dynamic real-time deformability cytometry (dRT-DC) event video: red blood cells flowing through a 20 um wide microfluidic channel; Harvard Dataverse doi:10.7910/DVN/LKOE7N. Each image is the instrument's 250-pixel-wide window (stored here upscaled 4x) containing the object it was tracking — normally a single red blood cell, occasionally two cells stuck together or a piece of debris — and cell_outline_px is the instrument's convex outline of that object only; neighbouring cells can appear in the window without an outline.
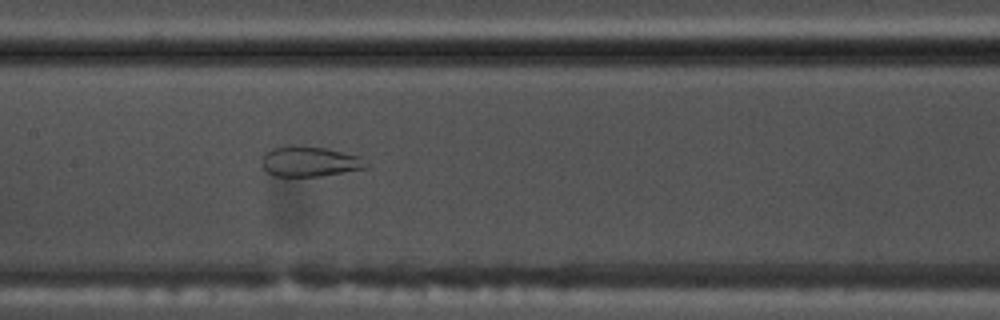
{"species": "common noctule bat (a hibernating species)", "species_latin": "Nyctalus noctula", "temperature_condition": "warm", "stored_images_in_passage": 45, "camera_frame_rate_fps": 3000, "um_per_image_px": 0.085, "animal": {"sex": "male", "body_mass_g": 17.5, "forearm_length_mm": 52.3}, "frame": {"image": 1, "passage_image": 18, "time_ms": 5.667, "image_size_px": [1000, 320], "cell_outline_px": [[368, 168], [320, 176], [272, 176], [264, 172], [264, 156], [272, 148], [300, 144], [324, 148], [360, 156]], "centroid_in_image_um": [26.31, 13.73], "position_along_channel_um": 181.1, "area_um2": 18.21}}
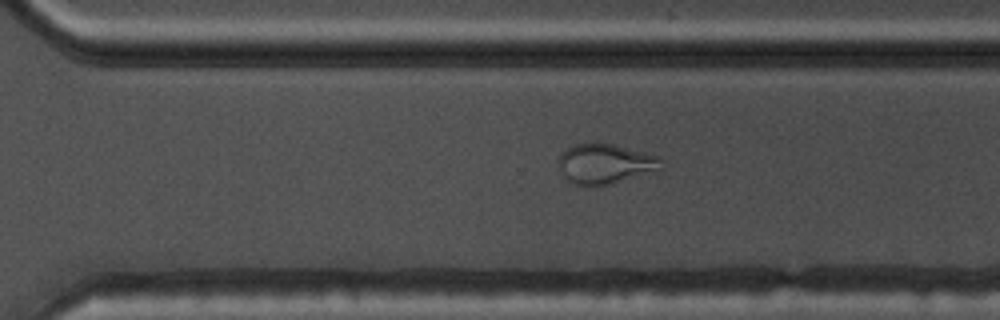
{"frame": {"image": 2, "passage_image": 29, "time_ms": 9.333, "image_size_px": [1000, 320], "cell_outline_px": [[664, 168], [608, 184], [592, 188], [576, 184], [568, 180], [564, 176], [560, 168], [560, 152], [576, 144], [612, 144], [660, 156], [664, 160]], "centroid_in_image_um": [51.47, 13.94], "position_along_channel_um": 319.1, "area_um2": 23.7}}
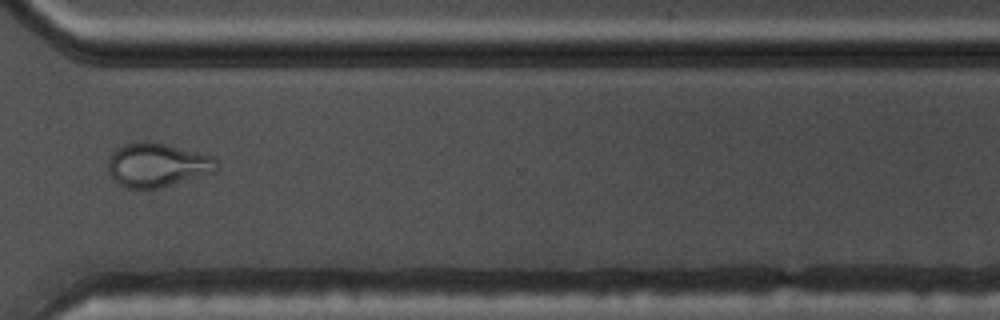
{"frame": {"image": 3, "passage_image": 32, "time_ms": 10.333, "image_size_px": [1000, 320], "cell_outline_px": [[220, 168], [216, 172], [160, 188], [124, 188], [116, 184], [108, 172], [108, 160], [112, 152], [116, 148], [124, 144], [144, 140], [148, 140], [168, 144], [212, 156], [220, 164]], "centroid_in_image_um": [13.37, 14.02], "position_along_channel_um": 357.2, "area_um2": 28.38}}